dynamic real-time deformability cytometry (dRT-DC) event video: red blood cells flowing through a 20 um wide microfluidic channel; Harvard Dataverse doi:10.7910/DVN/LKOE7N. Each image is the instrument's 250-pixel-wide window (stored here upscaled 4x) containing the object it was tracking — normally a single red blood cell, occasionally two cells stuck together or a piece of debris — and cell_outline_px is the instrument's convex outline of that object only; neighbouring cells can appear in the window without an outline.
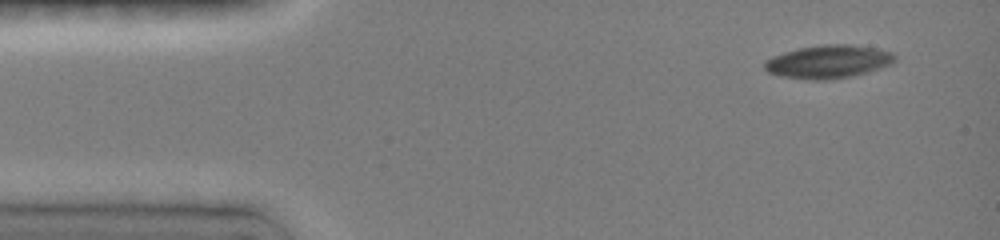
{"species": "common noctule bat (a hibernating species)", "species_latin": "Nyctalus noctula", "temperature_condition": "room temperature", "stored_images_in_passage": 43, "camera_frame_rate_fps": 3000, "um_per_image_px": 0.085, "animal": {"sex": "female", "body_mass_g": 19.0, "forearm_length_mm": 51.5}, "frame": {"image": 1, "passage_image": 1, "time_ms": 0.0, "image_size_px": [1000, 240], "cell_outline_px": [[896, 60], [892, 64], [868, 72], [852, 76], [828, 80], [812, 80], [780, 76], [768, 72], [764, 68], [764, 60], [772, 56], [796, 48], [820, 44], [852, 44], [876, 48], [892, 52], [896, 56]], "centroid_in_image_um": [70.4, 5.23], "position_along_channel_um": 14.6, "area_um2": 25.55}}
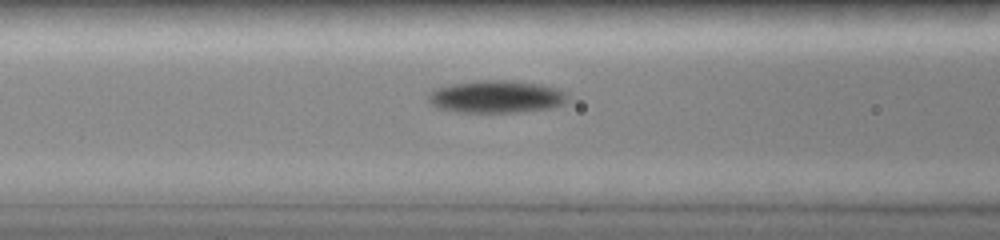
{"frame": {"image": 2, "passage_image": 17, "time_ms": 5.0, "image_size_px": [1000, 240], "cell_outline_px": [[564, 100], [560, 104], [552, 108], [520, 112], [452, 112], [440, 108], [432, 104], [428, 100], [428, 96], [436, 88], [456, 84], [484, 80], [504, 80], [536, 84], [556, 88], [564, 96]], "centroid_in_image_um": [42.12, 8.24], "position_along_channel_um": 124.5, "area_um2": 25.55}}
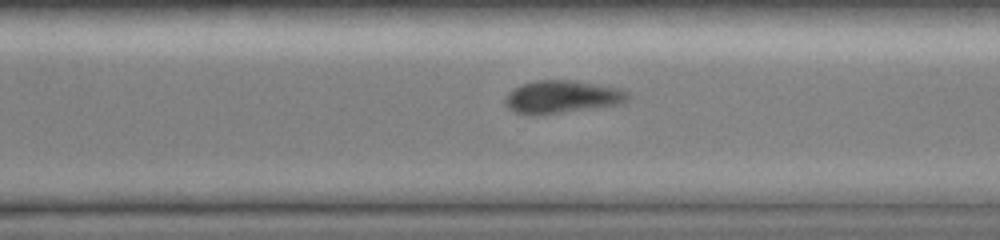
{"frame": {"image": 3, "passage_image": 38, "time_ms": 10.0, "image_size_px": [1000, 240], "cell_outline_px": [[628, 100], [624, 104], [560, 112], [512, 112], [504, 100], [508, 92], [524, 84], [536, 80], [572, 80], [620, 88], [628, 92]], "centroid_in_image_um": [47.85, 8.2], "position_along_channel_um": 322.7, "area_um2": 22.66}}